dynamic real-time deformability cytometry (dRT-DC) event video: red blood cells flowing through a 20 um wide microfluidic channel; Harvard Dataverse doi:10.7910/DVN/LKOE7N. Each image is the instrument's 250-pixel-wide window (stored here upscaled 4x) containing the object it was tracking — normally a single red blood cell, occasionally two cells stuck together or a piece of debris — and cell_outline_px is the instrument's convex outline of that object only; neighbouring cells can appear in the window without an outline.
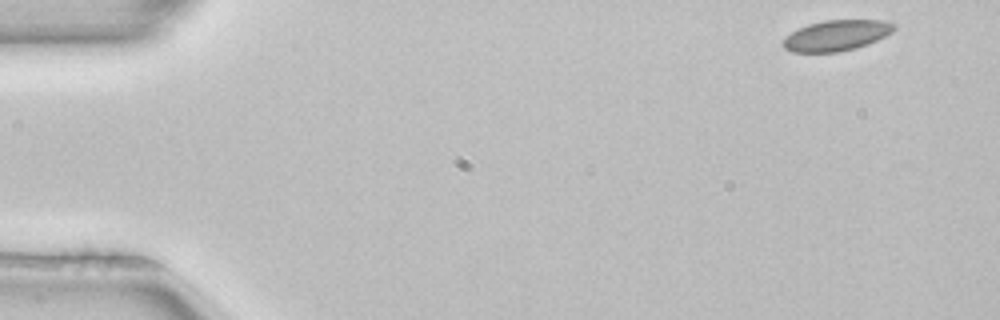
{"species": "common noctule bat (a hibernating species)", "species_latin": "Nyctalus noctula", "temperature_condition": "room temperature", "stored_images_in_passage": 4, "camera_frame_rate_fps": 3000, "um_per_image_px": 0.085, "animal": {"sex": "female", "body_mass_g": 22.7, "forearm_length_mm": 54.2}, "frame": {"image": 1, "passage_image": 1, "time_ms": 0.0, "image_size_px": [1000, 320], "cell_outline_px": [[896, 28], [892, 32], [868, 44], [836, 52], [792, 52], [784, 48], [784, 40], [792, 32], [808, 24], [824, 20], [884, 20], [896, 24]], "centroid_in_image_um": [71.13, 3.0], "position_along_channel_um": 13.9, "area_um2": 19.54}}
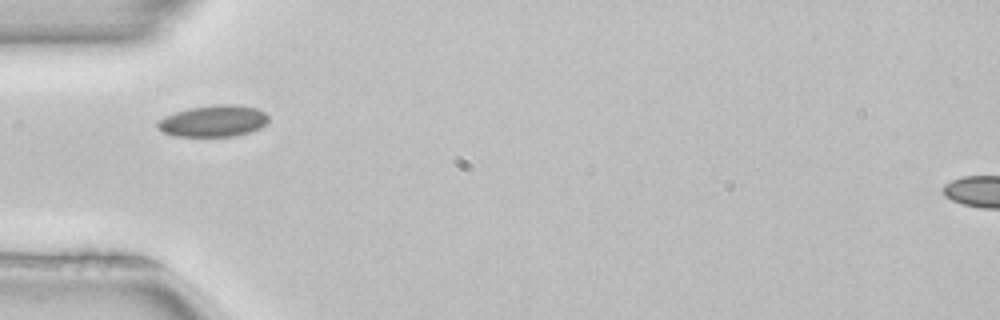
{"frame": {"image": 2, "passage_image": 4, "time_ms": 1.0, "image_size_px": [1000, 320], "cell_outline_px": [[268, 124], [260, 128], [236, 136], [176, 136], [164, 132], [156, 128], [156, 120], [164, 116], [176, 112], [192, 108], [220, 104], [236, 104], [256, 108], [264, 112], [268, 116]], "centroid_in_image_um": [18.14, 10.29], "position_along_channel_um": 66.9, "area_um2": 20.4}}